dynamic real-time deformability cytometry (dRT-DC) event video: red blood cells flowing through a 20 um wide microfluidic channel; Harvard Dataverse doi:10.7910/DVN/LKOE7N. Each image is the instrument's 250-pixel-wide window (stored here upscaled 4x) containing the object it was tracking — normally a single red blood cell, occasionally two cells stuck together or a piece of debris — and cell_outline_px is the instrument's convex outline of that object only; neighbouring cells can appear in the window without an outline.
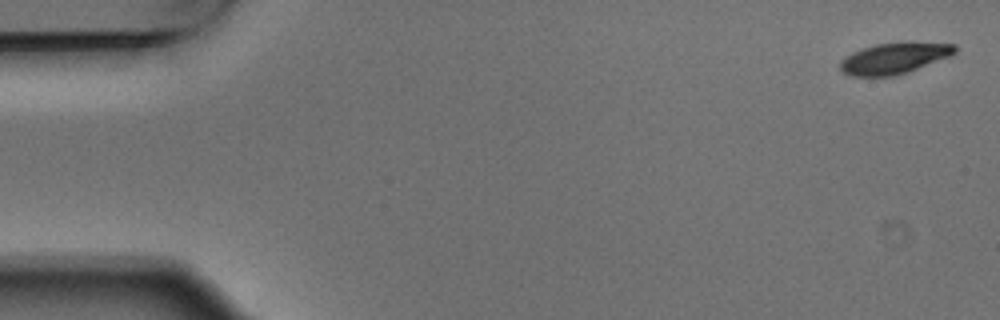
{"species": "Egyptian fruit bat (a non-hibernating species)", "species_latin": "Rousettus aegyptiacus", "temperature_condition": "warm", "stored_images_in_passage": 4, "camera_frame_rate_fps": 3000, "um_per_image_px": 0.085, "animal": {"sex": "male"}, "frame": {"image": 1, "passage_image": 1, "time_ms": 0.0, "image_size_px": [1000, 320], "cell_outline_px": [[956, 52], [952, 56], [908, 72], [892, 76], [852, 76], [844, 72], [840, 68], [840, 60], [844, 56], [852, 52], [876, 44], [908, 40], [956, 44]], "centroid_in_image_um": [76.07, 4.92], "position_along_channel_um": 8.9, "area_um2": 21.33}}